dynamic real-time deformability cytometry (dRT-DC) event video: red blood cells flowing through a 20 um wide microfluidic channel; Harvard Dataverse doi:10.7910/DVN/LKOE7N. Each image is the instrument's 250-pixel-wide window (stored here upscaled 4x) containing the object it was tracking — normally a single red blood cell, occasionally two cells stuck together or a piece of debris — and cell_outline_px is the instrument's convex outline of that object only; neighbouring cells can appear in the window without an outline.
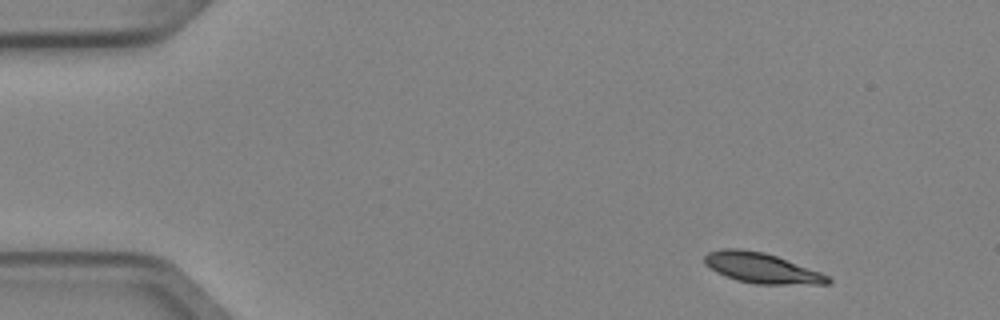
{"species": "Egyptian fruit bat (a non-hibernating species)", "species_latin": "Rousettus aegyptiacus", "temperature_condition": "cold", "stored_images_in_passage": 4, "camera_frame_rate_fps": 3000, "um_per_image_px": 0.085, "animal": {"sex": "female"}, "frame": {"image": 1, "passage_image": 1, "time_ms": 0.0, "image_size_px": [1000, 320], "cell_outline_px": [[832, 280], [828, 284], [756, 284], [736, 280], [716, 272], [704, 264], [704, 256], [708, 252], [720, 248], [740, 248], [764, 252], [776, 256], [820, 272], [828, 276]], "centroid_in_image_um": [64.69, 22.77], "position_along_channel_um": 20.3, "area_um2": 21.73}}
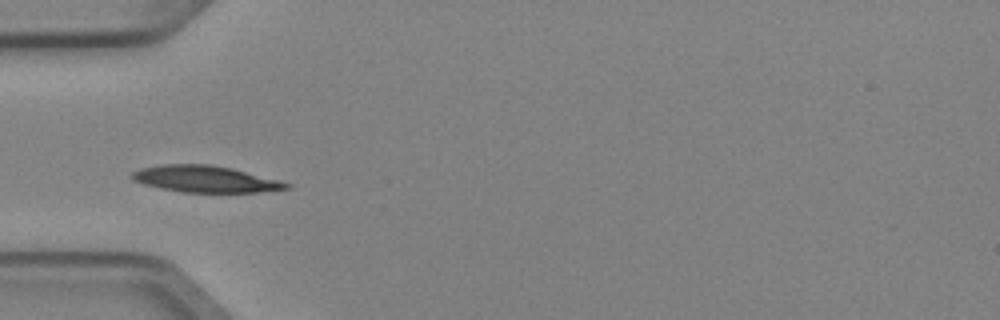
{"frame": {"image": 2, "passage_image": 4, "time_ms": 1.0, "image_size_px": [1000, 320], "cell_outline_px": [[292, 188], [256, 192], [184, 192], [160, 188], [144, 184], [132, 180], [128, 176], [132, 172], [140, 168], [160, 164], [212, 164], [232, 168], [280, 180], [292, 184]], "centroid_in_image_um": [17.43, 15.21], "position_along_channel_um": 67.6, "area_um2": 24.1}}